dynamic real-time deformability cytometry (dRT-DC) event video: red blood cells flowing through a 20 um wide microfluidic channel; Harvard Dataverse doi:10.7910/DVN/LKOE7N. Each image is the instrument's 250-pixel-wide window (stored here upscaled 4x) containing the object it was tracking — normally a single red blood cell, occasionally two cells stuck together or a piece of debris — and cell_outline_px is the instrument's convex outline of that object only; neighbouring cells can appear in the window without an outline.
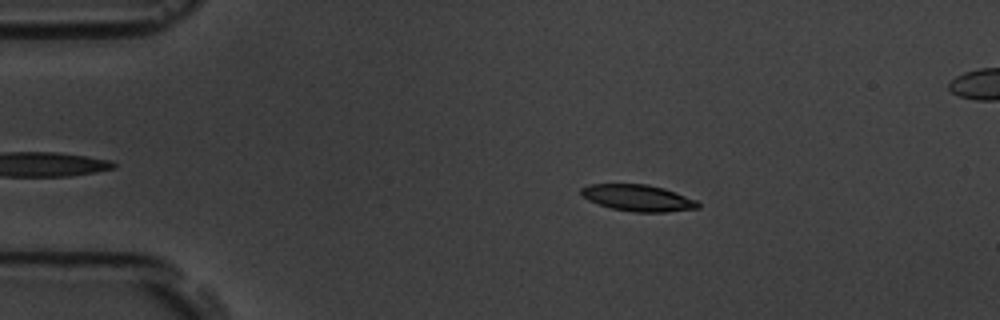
{"species": "common noctule bat (a hibernating species)", "species_latin": "Nyctalus noctula", "temperature_condition": "room temperature", "stored_images_in_passage": 47, "camera_frame_rate_fps": 3000, "um_per_image_px": 0.085, "animal": {"sex": "male", "body_mass_g": 19.5, "forearm_length_mm": 54.6}, "frame": {"image": 1, "passage_image": 10, "time_ms": 3.0, "image_size_px": [1000, 320], "cell_outline_px": [[700, 208], [664, 212], [632, 212], [612, 208], [588, 200], [580, 192], [580, 188], [588, 184], [648, 184], [664, 188], [696, 200], [700, 204]], "centroid_in_image_um": [54.23, 16.82], "position_along_channel_um": 30.8, "area_um2": 17.98}}
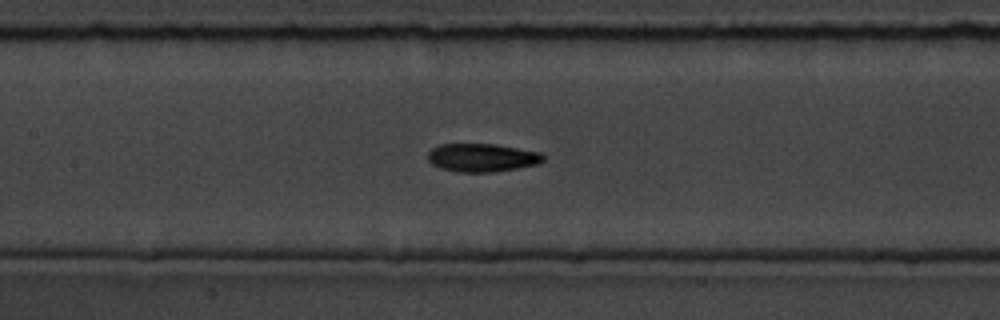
{"frame": {"image": 2, "passage_image": 25, "time_ms": 8.0, "image_size_px": [1000, 320], "cell_outline_px": [[544, 160], [536, 164], [516, 168], [492, 172], [456, 172], [440, 168], [432, 164], [428, 160], [428, 152], [432, 148], [440, 144], [496, 144], [540, 152], [544, 156]], "centroid_in_image_um": [40.94, 13.39], "position_along_channel_um": 166.5, "area_um2": 18.96}}
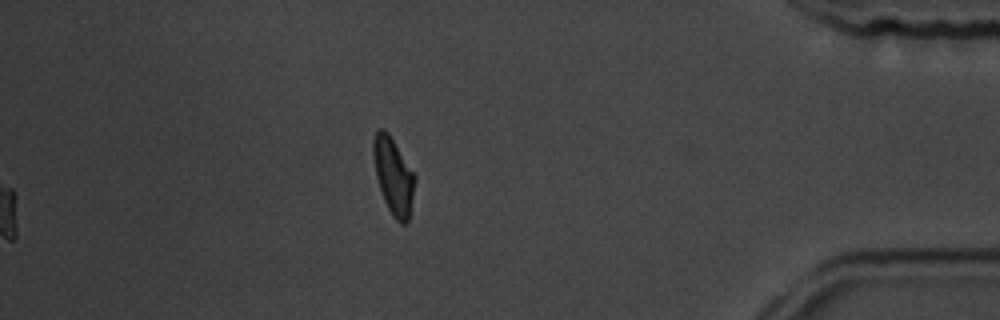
{"frame": {"image": 3, "passage_image": 47, "time_ms": 15.333, "image_size_px": [1000, 320], "cell_outline_px": [[416, 176], [408, 220], [404, 224], [400, 224], [392, 216], [384, 200], [376, 176], [372, 156], [372, 140], [376, 132], [380, 128], [384, 128], [388, 132]], "centroid_in_image_um": [33.41, 14.93], "position_along_channel_um": 401.8, "area_um2": 18.44}, "authors_computed_cell_mechanics": {"area_um2": 18.8428, "velocity_mm_per_s": 3.7741, "shape_relaxation_time_tau1_ms": 3.0802, "shape_relaxation_time_tau2_ms": 2.8257, "deformation_change_tau1": 0.1393, "deformation_change_tau2": 0.0895}}